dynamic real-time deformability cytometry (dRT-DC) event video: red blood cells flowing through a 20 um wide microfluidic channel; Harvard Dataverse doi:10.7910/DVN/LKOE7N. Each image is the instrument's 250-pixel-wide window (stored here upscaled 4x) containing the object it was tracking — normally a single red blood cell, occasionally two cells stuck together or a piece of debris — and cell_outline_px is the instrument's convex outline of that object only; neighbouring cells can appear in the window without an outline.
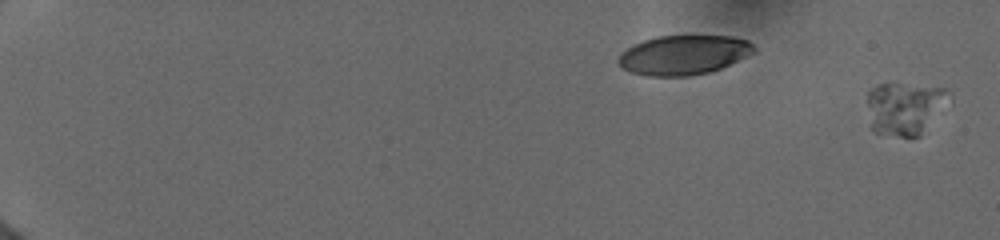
{"species": "human", "species_latin": "Homo sapiens", "temperature_condition": "cold", "stored_images_in_passage": 26, "camera_frame_rate_fps": 3000, "um_per_image_px": 0.085, "donor": {"sex": "female"}, "frame": {"image": 1, "passage_image": 1, "time_ms": 0.0, "image_size_px": [1000, 240], "cell_outline_px": [[944, 96], [920, 136], [900, 136], [872, 132], [868, 104], [868, 92], [872, 88], [880, 84], [888, 84], [944, 88]], "centroid_in_image_um": [76.71, 9.22], "position_along_channel_um": 8.3, "area_um2": 23.06}}
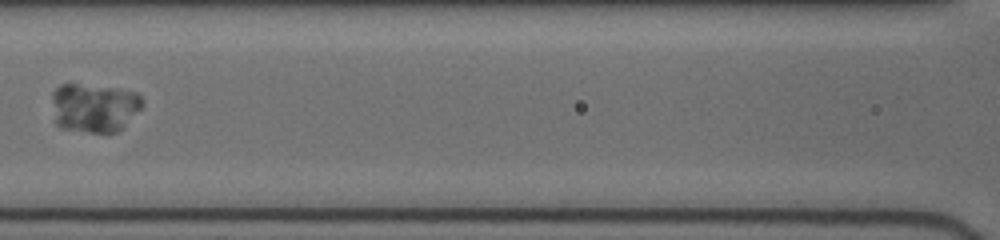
{"frame": {"image": 2, "passage_image": 19, "time_ms": 9.667, "image_size_px": [1000, 240], "cell_outline_px": [[144, 104], [124, 128], [116, 132], [88, 132], [60, 128], [56, 124], [52, 100], [52, 92], [60, 84], [76, 84], [108, 88], [136, 92], [144, 100]], "centroid_in_image_um": [8.01, 9.17], "position_along_channel_um": 158.6, "area_um2": 25.72}}
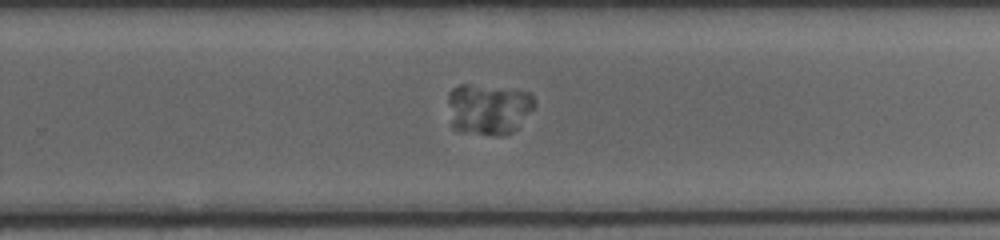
{"frame": {"image": 3, "passage_image": 25, "time_ms": 13.0, "image_size_px": [1000, 240], "cell_outline_px": [[536, 104], [516, 128], [512, 132], [504, 136], [496, 136], [456, 132], [452, 128], [448, 100], [448, 92], [452, 88], [460, 84], [468, 84], [532, 92], [536, 100]], "centroid_in_image_um": [41.49, 9.29], "position_along_channel_um": 288.3, "area_um2": 26.01}}